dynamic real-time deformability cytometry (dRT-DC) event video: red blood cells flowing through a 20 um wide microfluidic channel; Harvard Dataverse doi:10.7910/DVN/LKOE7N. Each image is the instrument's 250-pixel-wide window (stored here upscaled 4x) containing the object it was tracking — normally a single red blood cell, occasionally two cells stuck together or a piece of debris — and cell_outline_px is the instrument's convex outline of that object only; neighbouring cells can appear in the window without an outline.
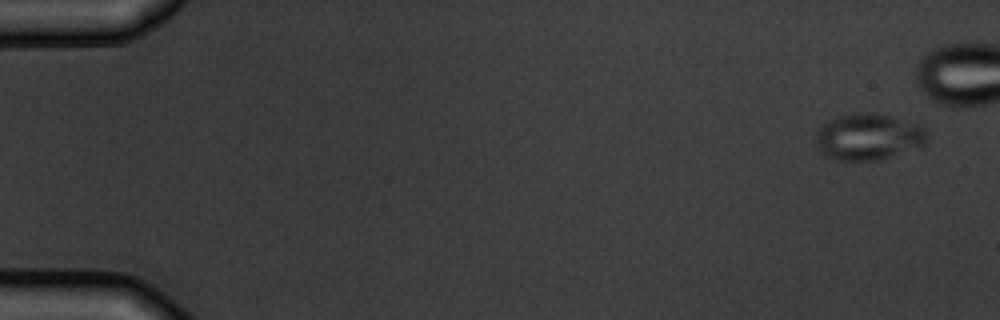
{"species": "common noctule bat (a hibernating species)", "species_latin": "Nyctalus noctula", "temperature_condition": "warm", "stored_images_in_passage": 8, "camera_frame_rate_fps": 3000, "um_per_image_px": 0.085, "animal": {"sex": "male", "body_mass_g": 19.5, "forearm_length_mm": 54.6}, "frame": {"image": 1, "passage_image": 1, "time_ms": 0.0, "image_size_px": [1000, 320], "cell_outline_px": [[928, 140], [924, 144], [880, 160], [836, 160], [820, 152], [816, 144], [816, 132], [828, 120], [840, 116], [860, 112], [868, 112], [892, 116], [920, 124], [924, 128], [928, 136]], "centroid_in_image_um": [73.81, 11.62], "position_along_channel_um": 11.2, "area_um2": 30.0}}